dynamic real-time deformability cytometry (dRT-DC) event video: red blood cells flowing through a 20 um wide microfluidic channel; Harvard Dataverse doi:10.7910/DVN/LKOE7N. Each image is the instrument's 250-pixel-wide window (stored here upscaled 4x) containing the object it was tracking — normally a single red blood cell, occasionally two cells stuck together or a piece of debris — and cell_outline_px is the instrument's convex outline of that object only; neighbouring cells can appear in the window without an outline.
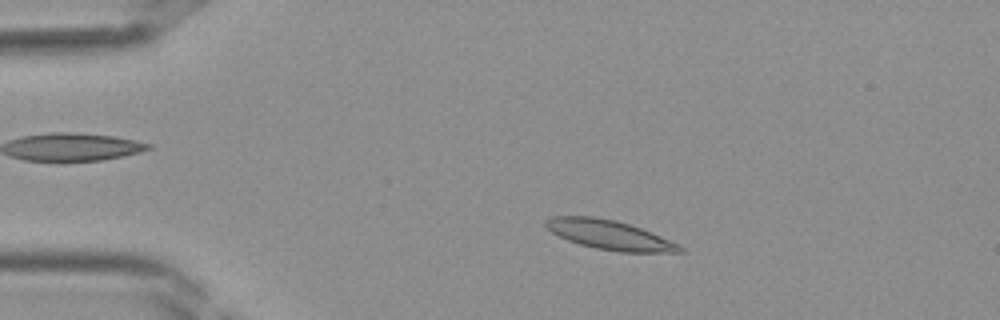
{"species": "Egyptian fruit bat (a non-hibernating species)", "species_latin": "Rousettus aegyptiacus", "temperature_condition": "room temperature", "stored_images_in_passage": 38, "camera_frame_rate_fps": 3000, "um_per_image_px": 0.085, "frame": {"image": 1, "passage_image": 6, "time_ms": 1.667, "image_size_px": [1000, 320], "cell_outline_px": [[684, 252], [620, 252], [596, 248], [580, 244], [568, 240], [552, 232], [544, 224], [544, 220], [552, 216], [592, 216], [616, 220], [652, 232], [680, 244], [684, 248]], "centroid_in_image_um": [51.83, 19.96], "position_along_channel_um": 33.2, "area_um2": 22.89}}
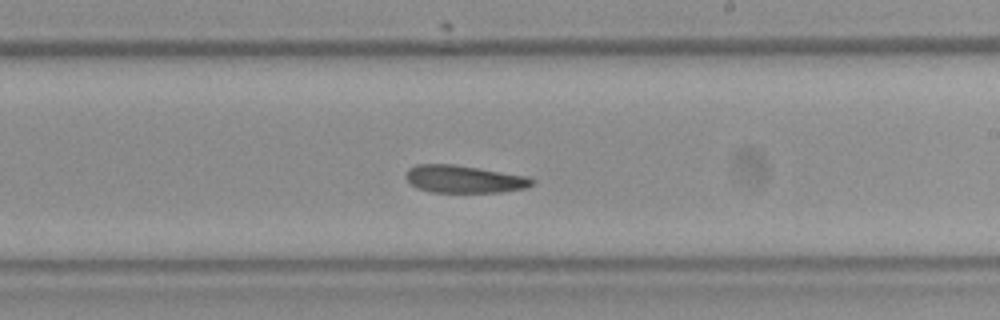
{"frame": {"image": 2, "passage_image": 22, "time_ms": 7.0, "image_size_px": [1000, 320], "cell_outline_px": [[536, 180], [532, 184], [524, 188], [500, 192], [432, 192], [416, 188], [404, 176], [404, 172], [408, 168], [416, 164], [456, 164], [528, 176]], "centroid_in_image_um": [39.41, 15.21], "position_along_channel_um": 249.6, "area_um2": 20.4}}
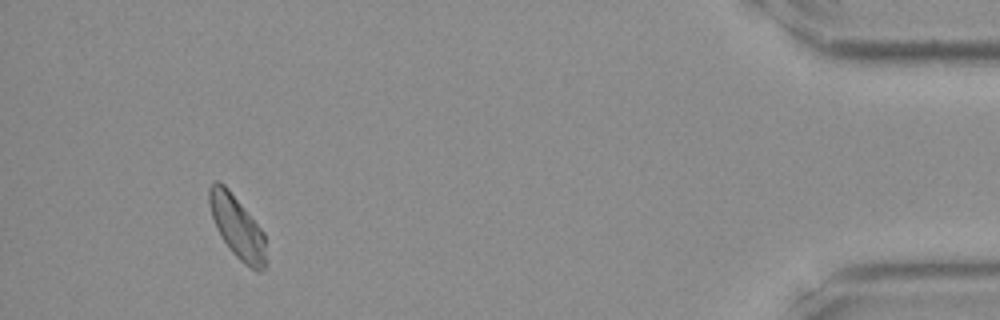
{"frame": {"image": 3, "passage_image": 36, "time_ms": 11.667, "image_size_px": [1000, 320], "cell_outline_px": [[268, 264], [260, 272], [256, 272], [244, 264], [232, 252], [216, 228], [212, 216], [208, 200], [208, 188], [216, 180], [220, 180], [228, 188], [264, 232]], "centroid_in_image_um": [20.19, 19.32], "position_along_channel_um": 415.0, "area_um2": 20.87}}